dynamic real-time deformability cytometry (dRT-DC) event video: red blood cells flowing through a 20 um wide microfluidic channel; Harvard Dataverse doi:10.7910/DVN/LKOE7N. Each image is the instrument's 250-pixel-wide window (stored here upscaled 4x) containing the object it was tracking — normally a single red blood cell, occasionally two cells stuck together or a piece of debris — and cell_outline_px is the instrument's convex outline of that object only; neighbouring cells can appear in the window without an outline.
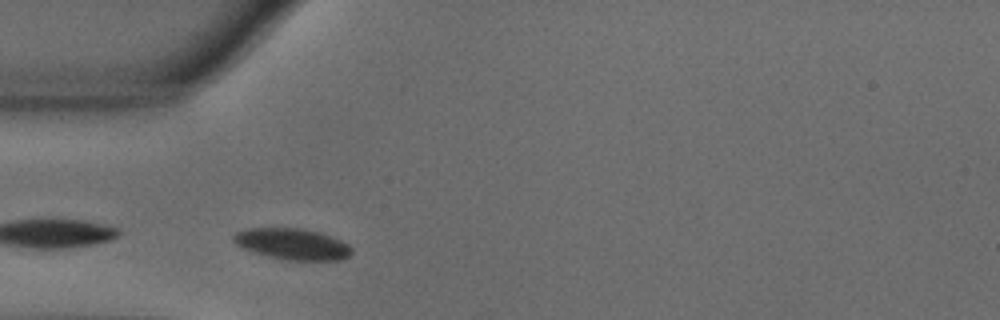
{"species": "common noctule bat (a hibernating species)", "species_latin": "Nyctalus noctula", "temperature_condition": "warm", "stored_images_in_passage": 22, "camera_frame_rate_fps": 3000, "um_per_image_px": 0.085, "animal": {"sex": "male", "body_mass_g": 18.8}, "frame": {"image": 1, "passage_image": 1, "time_ms": 0.0, "image_size_px": [1000, 320], "cell_outline_px": [[352, 252], [348, 256], [340, 260], [288, 260], [268, 256], [244, 248], [236, 244], [232, 240], [232, 236], [236, 232], [244, 228], [304, 228], [320, 232], [332, 236], [348, 244], [352, 248]], "centroid_in_image_um": [24.86, 20.72], "position_along_channel_um": 60.1, "area_um2": 21.5}}
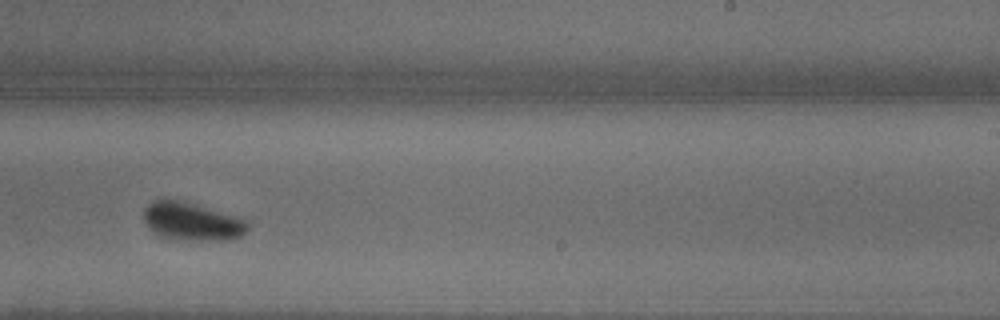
{"frame": {"image": 2, "passage_image": 19, "time_ms": 6.0, "image_size_px": [1000, 320], "cell_outline_px": [[248, 228], [240, 236], [228, 240], [168, 240], [152, 232], [144, 224], [144, 208], [152, 200], [176, 200], [244, 220], [248, 224]], "centroid_in_image_um": [16.2, 18.88], "position_along_channel_um": 272.8, "area_um2": 22.48}}